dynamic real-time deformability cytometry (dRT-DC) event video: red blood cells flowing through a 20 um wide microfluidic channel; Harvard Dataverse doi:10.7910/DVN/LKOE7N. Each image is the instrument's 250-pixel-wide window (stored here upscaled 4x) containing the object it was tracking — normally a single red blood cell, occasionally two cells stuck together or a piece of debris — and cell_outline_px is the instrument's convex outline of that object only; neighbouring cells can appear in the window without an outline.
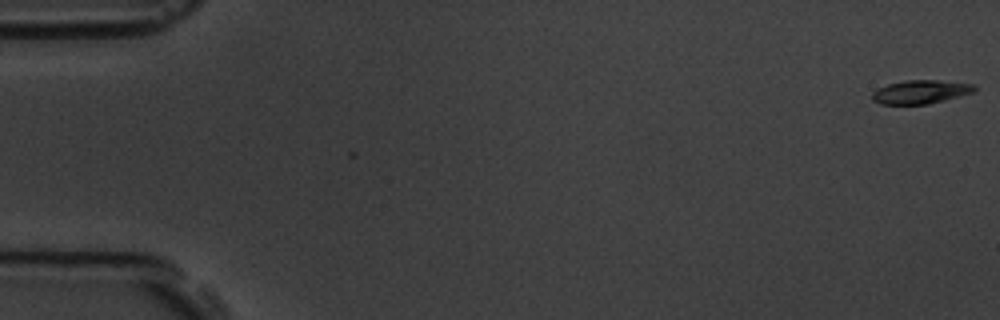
{"species": "common noctule bat (a hibernating species)", "species_latin": "Nyctalus noctula", "temperature_condition": "room temperature", "stored_images_in_passage": 58, "camera_frame_rate_fps": 3000, "um_per_image_px": 0.085, "animal": {"sex": "male", "body_mass_g": 19.5, "forearm_length_mm": 54.6}, "frame": {"image": 1, "passage_image": 1, "time_ms": 0.0, "image_size_px": [1000, 320], "cell_outline_px": [[976, 92], [928, 104], [880, 104], [872, 100], [872, 92], [876, 88], [888, 84], [904, 80], [936, 80], [972, 84], [976, 88]], "centroid_in_image_um": [78.22, 7.81], "position_along_channel_um": 6.8, "area_um2": 14.1}}
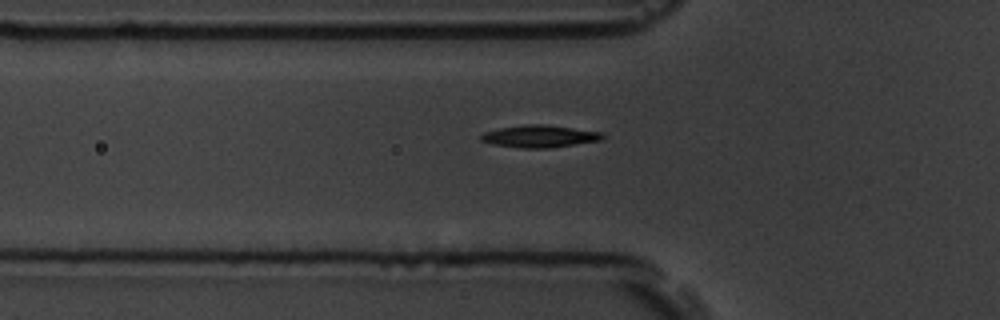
{"frame": {"image": 2, "passage_image": 20, "time_ms": 6.333, "image_size_px": [1000, 320], "cell_outline_px": [[604, 140], [552, 148], [520, 148], [492, 144], [480, 140], [480, 136], [484, 132], [500, 128], [524, 124], [544, 124], [600, 132], [604, 136]], "centroid_in_image_um": [45.87, 11.59], "position_along_channel_um": 79.9, "area_um2": 15.84}}
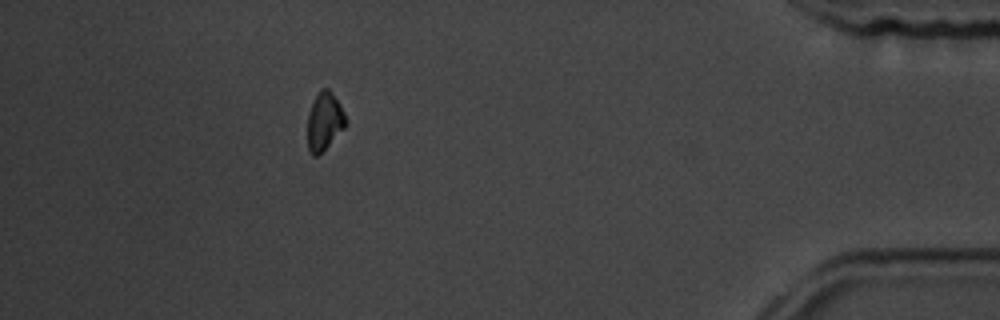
{"frame": {"image": 3, "passage_image": 52, "time_ms": 17.0, "image_size_px": [1000, 320], "cell_outline_px": [[344, 128], [316, 156], [312, 156], [308, 148], [308, 112], [320, 88], [328, 88], [332, 92], [340, 104], [344, 112]], "centroid_in_image_um": [27.55, 10.27], "position_along_channel_um": 407.7, "area_um2": 12.48}, "authors_computed_cell_mechanics": {"area_um2": 14.3344, "velocity_mm_per_s": 3.5595, "shape_relaxation_time_tau1_ms": 2.3649, "shape_relaxation_time_tau2_ms": null, "deformation_change_tau1": 0.0786, "deformation_change_tau2": null}}